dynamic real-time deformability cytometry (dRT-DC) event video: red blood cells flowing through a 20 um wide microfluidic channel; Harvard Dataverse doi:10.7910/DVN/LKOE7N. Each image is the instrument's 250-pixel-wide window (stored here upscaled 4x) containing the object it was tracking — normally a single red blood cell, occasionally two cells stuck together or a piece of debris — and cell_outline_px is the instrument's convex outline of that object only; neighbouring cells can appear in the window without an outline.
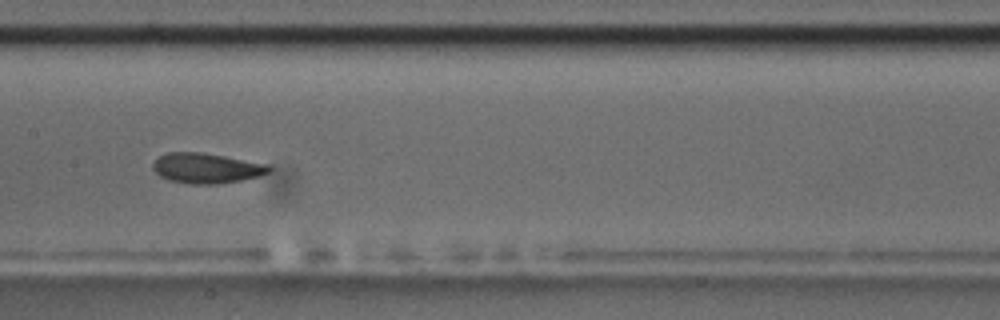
{"species": "common noctule bat (a hibernating species)", "species_latin": "Nyctalus noctula", "temperature_condition": "room temperature", "stored_images_in_passage": 46, "camera_frame_rate_fps": 3000, "um_per_image_px": 0.085, "animal": {"sex": "male", "body_mass_g": 17.5, "forearm_length_mm": 52.3}, "frame": {"image": 1, "passage_image": 27, "time_ms": 8.667, "image_size_px": [1000, 320], "cell_outline_px": [[272, 168], [268, 172], [260, 176], [240, 180], [216, 184], [188, 184], [168, 180], [160, 176], [152, 168], [152, 164], [160, 156], [168, 152], [200, 152], [272, 164]], "centroid_in_image_um": [17.57, 14.29], "position_along_channel_um": 189.8, "area_um2": 20.52}, "authors_computed_cell_mechanics": {"area_um2": 20.4034, "velocity_mm_per_s": 3.7069, "shape_relaxation_time_tau1_ms": 2.7967, "shape_relaxation_time_tau2_ms": 1.4337, "deformation_change_tau1": 0.1159, "deformation_change_tau2": 0.0631}}